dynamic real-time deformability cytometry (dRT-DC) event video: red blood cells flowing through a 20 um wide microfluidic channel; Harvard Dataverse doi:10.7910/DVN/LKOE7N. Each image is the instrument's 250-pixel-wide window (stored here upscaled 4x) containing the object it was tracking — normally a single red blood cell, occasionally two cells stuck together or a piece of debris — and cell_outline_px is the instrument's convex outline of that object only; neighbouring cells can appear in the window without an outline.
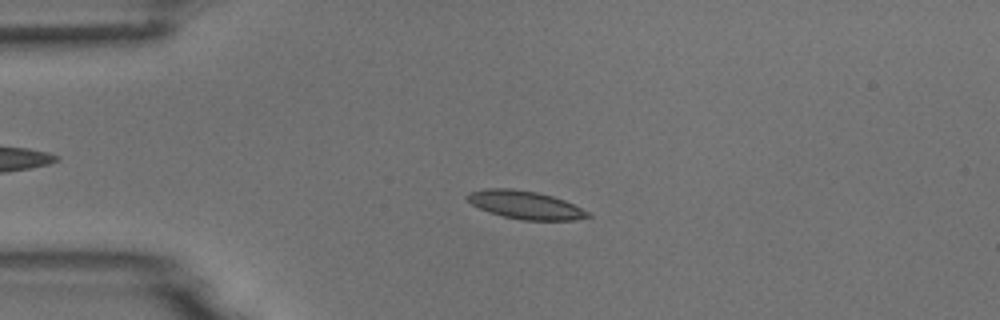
{"species": "common noctule bat (a hibernating species)", "species_latin": "Nyctalus noctula", "temperature_condition": "room temperature", "stored_images_in_passage": 4, "camera_frame_rate_fps": 3000, "um_per_image_px": 0.085, "animal": {"sex": "male", "body_mass_g": 18.8}, "frame": {"image": 1, "passage_image": 3, "time_ms": 2.333, "image_size_px": [1000, 320], "cell_outline_px": [[592, 216], [576, 220], [520, 220], [488, 212], [472, 204], [464, 196], [468, 192], [484, 188], [512, 188], [536, 192], [552, 196], [564, 200], [588, 212]], "centroid_in_image_um": [44.6, 17.41], "position_along_channel_um": 40.4, "area_um2": 19.71}}